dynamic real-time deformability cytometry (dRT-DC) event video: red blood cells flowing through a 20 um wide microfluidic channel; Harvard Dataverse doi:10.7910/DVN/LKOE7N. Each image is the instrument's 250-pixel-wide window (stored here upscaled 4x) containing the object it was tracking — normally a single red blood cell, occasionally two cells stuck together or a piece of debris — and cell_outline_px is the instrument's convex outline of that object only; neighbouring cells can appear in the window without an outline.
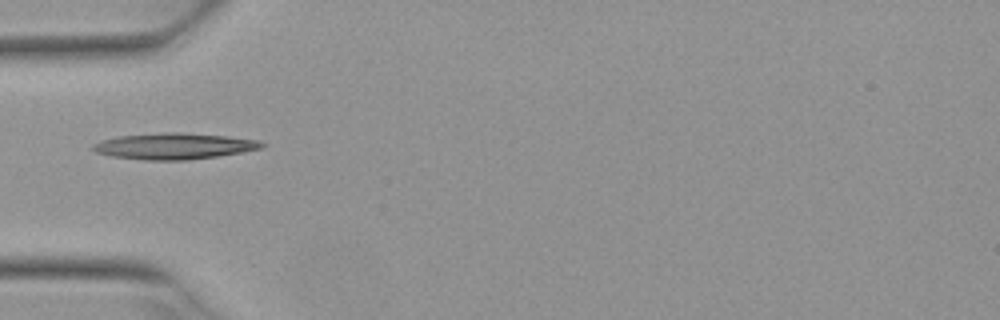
{"species": "Egyptian fruit bat (a non-hibernating species)", "species_latin": "Rousettus aegyptiacus", "temperature_condition": "warm", "stored_images_in_passage": 2, "camera_frame_rate_fps": 3000, "um_per_image_px": 0.085, "animal": {"sex": "female"}, "frame": {"image": 1, "passage_image": 2, "time_ms": 0.333, "image_size_px": [1000, 320], "cell_outline_px": [[268, 144], [264, 148], [244, 152], [188, 160], [144, 160], [112, 156], [96, 152], [92, 148], [92, 144], [100, 140], [120, 136], [168, 132], [180, 132], [228, 136], [260, 140]], "centroid_in_image_um": [14.86, 12.42], "position_along_channel_um": 70.1, "area_um2": 25.89}}